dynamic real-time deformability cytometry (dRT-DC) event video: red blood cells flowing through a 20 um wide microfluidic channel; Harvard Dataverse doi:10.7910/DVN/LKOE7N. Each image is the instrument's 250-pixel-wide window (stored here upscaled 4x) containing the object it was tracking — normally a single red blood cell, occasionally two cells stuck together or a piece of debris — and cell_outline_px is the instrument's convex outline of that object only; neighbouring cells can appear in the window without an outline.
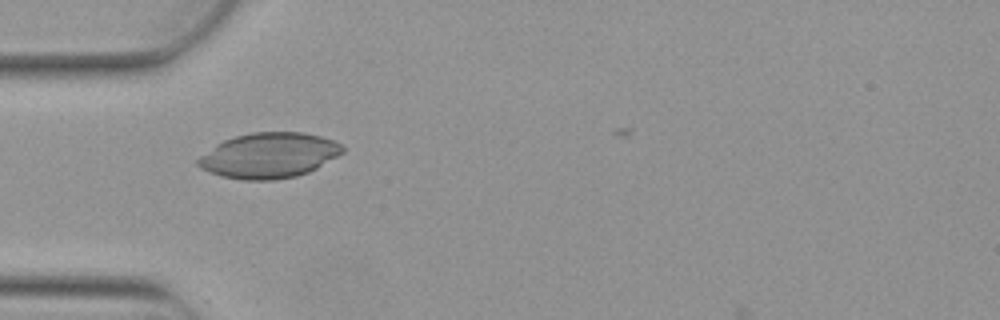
{"species": "Egyptian fruit bat (a non-hibernating species)", "species_latin": "Rousettus aegyptiacus", "temperature_condition": "warm", "stored_images_in_passage": 4, "camera_frame_rate_fps": 3000, "um_per_image_px": 0.085, "animal": {"sex": "female"}, "frame": {"image": 1, "passage_image": 4, "time_ms": 1.0, "image_size_px": [1000, 320], "cell_outline_px": [[344, 152], [316, 168], [308, 172], [296, 176], [272, 180], [240, 180], [220, 176], [208, 172], [200, 168], [196, 164], [196, 160], [200, 156], [216, 144], [224, 140], [236, 136], [252, 132], [304, 132], [320, 136], [332, 140], [340, 144], [344, 148]], "centroid_in_image_um": [22.83, 13.22], "position_along_channel_um": 62.2, "area_um2": 38.15}}